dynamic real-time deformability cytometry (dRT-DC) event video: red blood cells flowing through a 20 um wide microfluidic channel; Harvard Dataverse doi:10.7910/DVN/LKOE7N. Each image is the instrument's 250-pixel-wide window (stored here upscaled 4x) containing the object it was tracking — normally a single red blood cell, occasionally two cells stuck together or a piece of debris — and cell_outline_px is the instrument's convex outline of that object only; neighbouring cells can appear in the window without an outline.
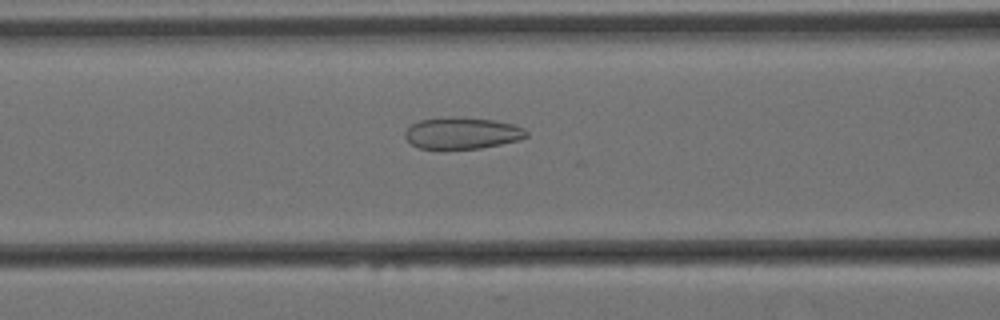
{"species": "Egyptian fruit bat (a non-hibernating species)", "species_latin": "Rousettus aegyptiacus", "temperature_condition": "cold", "stored_images_in_passage": 57, "camera_frame_rate_fps": 3000, "um_per_image_px": 0.085, "animal": {"sex": "female"}, "frame": {"image": 1, "passage_image": 22, "time_ms": 7.0, "image_size_px": [1000, 320], "cell_outline_px": [[528, 136], [520, 140], [480, 148], [420, 148], [412, 144], [404, 136], [404, 132], [412, 124], [420, 120], [448, 116], [456, 116], [492, 120], [512, 124], [524, 128], [528, 132]], "centroid_in_image_um": [39.29, 11.3], "position_along_channel_um": 127.3, "area_um2": 22.25}}
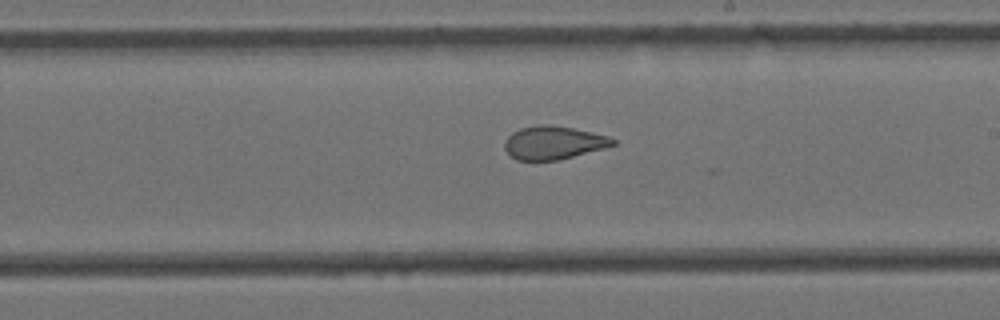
{"frame": {"image": 2, "passage_image": 32, "time_ms": 10.333, "image_size_px": [1000, 320], "cell_outline_px": [[616, 144], [604, 148], [556, 160], [516, 160], [504, 148], [504, 140], [512, 132], [520, 128], [540, 124], [548, 124], [572, 128], [608, 136], [616, 140]], "centroid_in_image_um": [47.01, 12.12], "position_along_channel_um": 242.0, "area_um2": 20.75}}
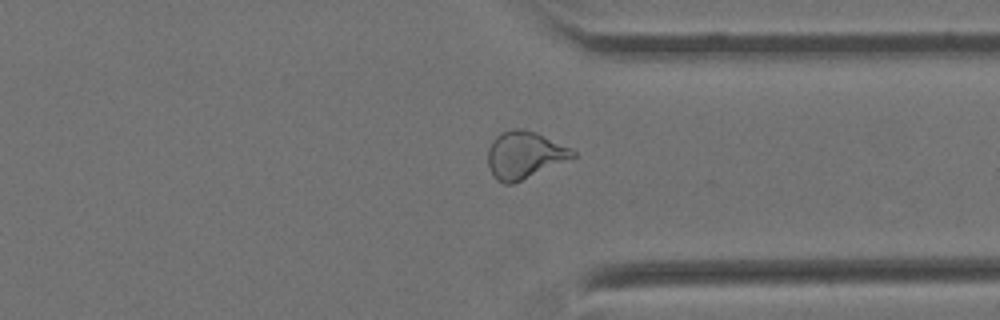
{"frame": {"image": 3, "passage_image": 43, "time_ms": 14.0, "image_size_px": [1000, 320], "cell_outline_px": [[576, 156], [512, 184], [504, 184], [496, 180], [488, 164], [488, 148], [492, 140], [500, 132], [512, 128], [520, 128], [536, 132], [572, 148], [576, 152]], "centroid_in_image_um": [44.56, 13.15], "position_along_channel_um": 366.8, "area_um2": 23.24}, "authors_computed_cell_mechanics": {"area_um2": 23.987, "velocity_mm_per_s": 3.4457, "shape_relaxation_time_tau1_ms": null, "shape_relaxation_time_tau2_ms": 1.9883, "deformation_change_tau1": null, "deformation_change_tau2": 0.0857}}